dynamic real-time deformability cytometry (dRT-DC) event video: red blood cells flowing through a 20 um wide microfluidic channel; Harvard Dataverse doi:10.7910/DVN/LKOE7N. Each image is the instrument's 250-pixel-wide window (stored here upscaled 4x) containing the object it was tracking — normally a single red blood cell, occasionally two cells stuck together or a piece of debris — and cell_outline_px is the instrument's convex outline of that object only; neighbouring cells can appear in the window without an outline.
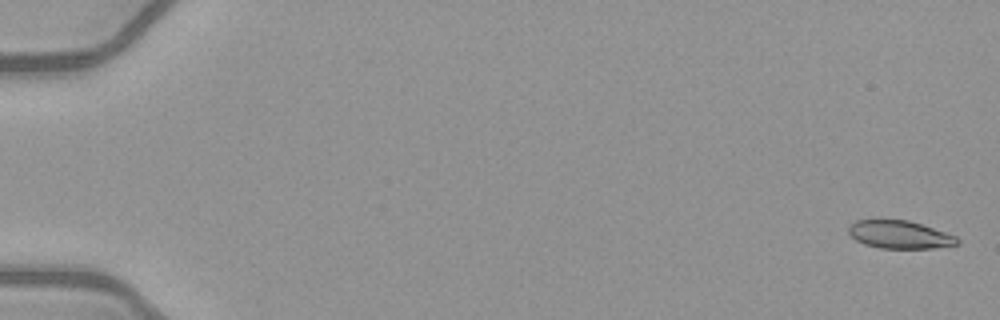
{"species": "common noctule bat (a hibernating species)", "species_latin": "Nyctalus noctula", "temperature_condition": "warm", "stored_images_in_passage": 53, "camera_frame_rate_fps": 3000, "um_per_image_px": 0.085, "animal": {"sex": "female", "body_mass_g": 21.9}, "frame": {"image": 1, "passage_image": 2, "time_ms": 0.333, "image_size_px": [1000, 320], "cell_outline_px": [[960, 244], [932, 248], [880, 248], [864, 244], [856, 240], [848, 232], [848, 228], [856, 220], [908, 220], [956, 236], [960, 240]], "centroid_in_image_um": [76.48, 19.95], "position_along_channel_um": 8.5, "area_um2": 17.46}}
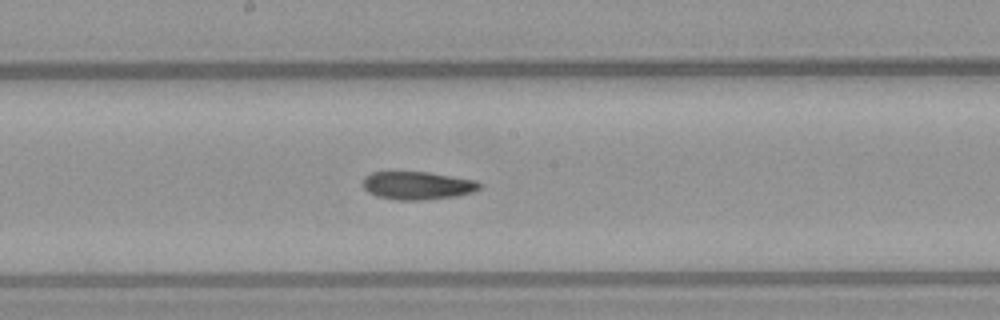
{"frame": {"image": 2, "passage_image": 30, "time_ms": 9.667, "image_size_px": [1000, 320], "cell_outline_px": [[480, 188], [472, 192], [456, 196], [420, 200], [396, 200], [376, 196], [368, 192], [364, 188], [364, 176], [372, 172], [428, 172], [476, 180], [480, 184]], "centroid_in_image_um": [35.47, 15.77], "position_along_channel_um": 212.7, "area_um2": 18.96}}
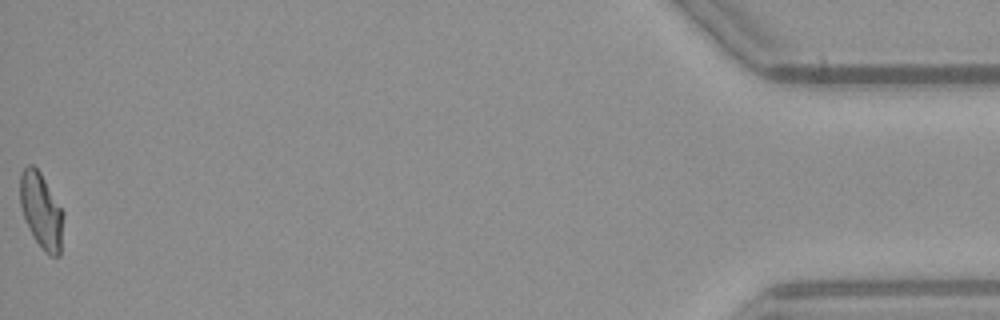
{"frame": {"image": 3, "passage_image": 53, "time_ms": 17.333, "image_size_px": [1000, 320], "cell_outline_px": [[64, 212], [60, 256], [48, 256], [44, 252], [32, 236], [24, 216], [20, 204], [20, 172], [28, 164], [32, 164], [40, 172]], "centroid_in_image_um": [3.51, 17.93], "position_along_channel_um": 431.7, "area_um2": 19.13}, "authors_computed_cell_mechanics": {"area_um2": 19.1318, "velocity_mm_per_s": 4.0779, "shape_relaxation_time_tau1_ms": null, "shape_relaxation_time_tau2_ms": 3.3778, "deformation_change_tau1": null, "deformation_change_tau2": 0.1164}}